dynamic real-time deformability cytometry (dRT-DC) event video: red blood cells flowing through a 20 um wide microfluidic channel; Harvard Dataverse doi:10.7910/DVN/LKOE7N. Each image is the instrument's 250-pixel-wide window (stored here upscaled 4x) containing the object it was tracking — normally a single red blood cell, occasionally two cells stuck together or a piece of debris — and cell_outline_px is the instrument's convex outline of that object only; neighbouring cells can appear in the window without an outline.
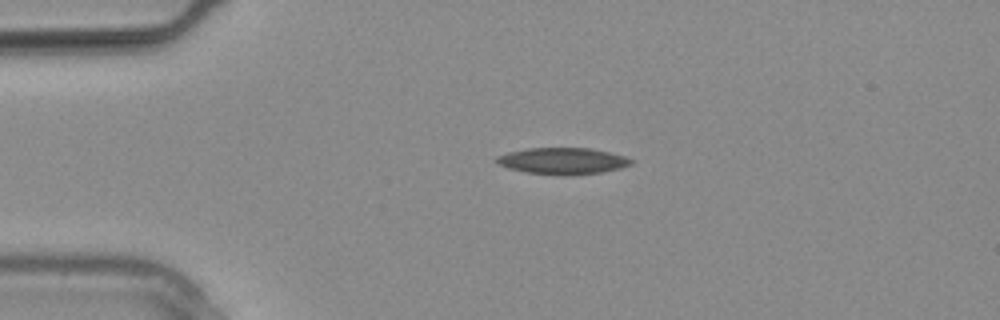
{"species": "common noctule bat (a hibernating species)", "species_latin": "Nyctalus noctula", "temperature_condition": "warm", "stored_images_in_passage": 5, "camera_frame_rate_fps": 3000, "um_per_image_px": 0.085, "animal": {"sex": "male", "body_mass_g": 20.4}, "frame": {"image": 1, "passage_image": 3, "time_ms": 0.667, "image_size_px": [1000, 320], "cell_outline_px": [[632, 164], [620, 168], [600, 172], [568, 176], [524, 172], [508, 168], [496, 164], [492, 160], [496, 156], [508, 152], [528, 148], [592, 148], [624, 156], [632, 160]], "centroid_in_image_um": [47.75, 13.68], "position_along_channel_um": 37.2, "area_um2": 20.92}}